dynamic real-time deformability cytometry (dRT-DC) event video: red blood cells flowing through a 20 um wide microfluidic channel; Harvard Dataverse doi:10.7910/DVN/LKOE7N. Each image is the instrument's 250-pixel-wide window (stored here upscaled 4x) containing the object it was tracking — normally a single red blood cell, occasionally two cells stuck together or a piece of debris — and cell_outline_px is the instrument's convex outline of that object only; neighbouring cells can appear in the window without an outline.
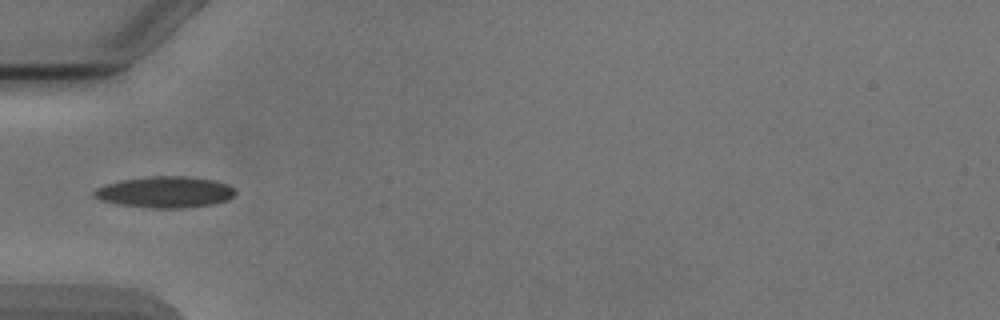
{"species": "Egyptian fruit bat (a non-hibernating species)", "species_latin": "Rousettus aegyptiacus", "temperature_condition": "cold", "stored_images_in_passage": 6, "camera_frame_rate_fps": 3000, "um_per_image_px": 0.085, "animal": {"sex": "male"}, "frame": {"image": 1, "passage_image": 6, "time_ms": 5.667, "image_size_px": [1000, 320], "cell_outline_px": [[236, 192], [228, 200], [216, 204], [188, 208], [148, 208], [116, 204], [100, 200], [92, 196], [92, 192], [96, 188], [104, 184], [120, 180], [152, 176], [184, 176], [216, 180], [228, 184]], "centroid_in_image_um": [14.01, 16.33], "position_along_channel_um": 71.0, "area_um2": 26.13}}